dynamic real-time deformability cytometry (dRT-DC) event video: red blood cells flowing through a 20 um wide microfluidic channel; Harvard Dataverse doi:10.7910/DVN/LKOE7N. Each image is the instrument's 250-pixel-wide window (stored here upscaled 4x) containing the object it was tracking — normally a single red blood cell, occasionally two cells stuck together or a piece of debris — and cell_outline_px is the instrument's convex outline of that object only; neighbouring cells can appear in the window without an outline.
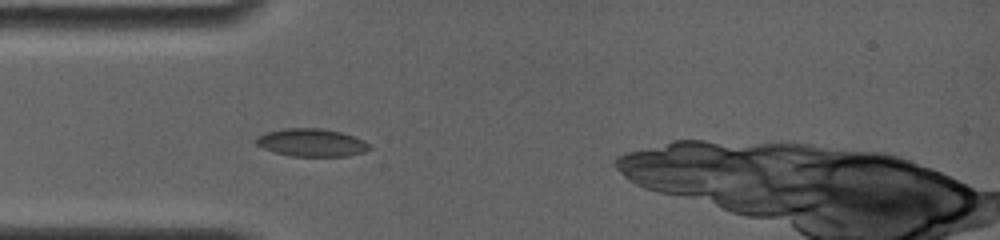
{"species": "common noctule bat (a hibernating species)", "species_latin": "Nyctalus noctula", "temperature_condition": "room temperature", "stored_images_in_passage": 5, "camera_frame_rate_fps": 4000, "um_per_image_px": 0.085, "animal": {"sex": "female", "body_mass_g": 19.0, "forearm_length_mm": 56.7}, "frame": {"image": 1, "passage_image": 5, "time_ms": 3.25, "image_size_px": [1000, 240], "cell_outline_px": [[372, 148], [364, 152], [348, 156], [292, 156], [276, 152], [264, 148], [256, 144], [252, 140], [256, 136], [264, 132], [284, 128], [320, 128], [340, 132], [364, 140], [372, 144]], "centroid_in_image_um": [26.47, 12.11], "position_along_channel_um": 58.5, "area_um2": 18.55}}